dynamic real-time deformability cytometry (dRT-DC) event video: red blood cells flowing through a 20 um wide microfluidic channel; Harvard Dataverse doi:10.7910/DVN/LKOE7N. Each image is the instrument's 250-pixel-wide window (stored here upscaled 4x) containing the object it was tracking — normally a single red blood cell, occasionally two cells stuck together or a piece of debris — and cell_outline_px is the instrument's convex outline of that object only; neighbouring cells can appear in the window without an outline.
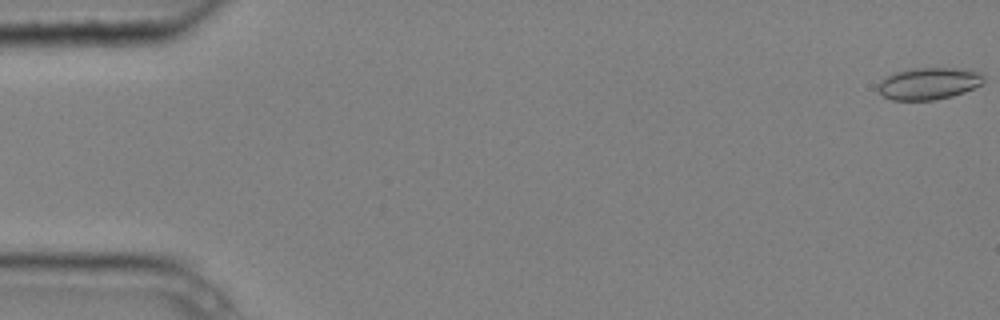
{"species": "common noctule bat (a hibernating species)", "species_latin": "Nyctalus noctula", "temperature_condition": "cold", "stored_images_in_passage": 5, "camera_frame_rate_fps": 3000, "um_per_image_px": 0.085, "animal": {"sex": "male", "body_mass_g": 20.4}, "frame": {"image": 1, "passage_image": 1, "time_ms": 0.0, "image_size_px": [1000, 320], "cell_outline_px": [[984, 84], [964, 92], [952, 96], [936, 100], [892, 100], [884, 96], [876, 88], [876, 84], [888, 76], [896, 72], [912, 68], [956, 68], [980, 72], [984, 76]], "centroid_in_image_um": [78.96, 7.1], "position_along_channel_um": 6.0, "area_um2": 19.77}}